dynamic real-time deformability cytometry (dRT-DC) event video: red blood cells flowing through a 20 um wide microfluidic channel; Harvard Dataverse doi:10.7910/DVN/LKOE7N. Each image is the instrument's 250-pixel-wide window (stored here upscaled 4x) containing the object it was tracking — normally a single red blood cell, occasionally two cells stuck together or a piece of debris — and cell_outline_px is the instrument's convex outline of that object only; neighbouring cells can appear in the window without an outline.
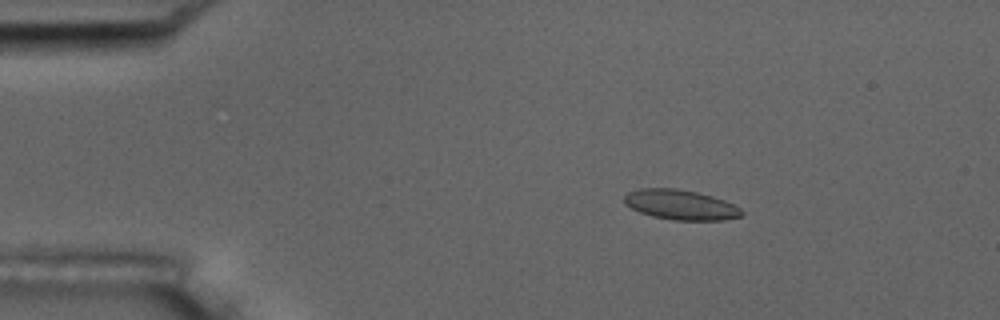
{"species": "common noctule bat (a hibernating species)", "species_latin": "Nyctalus noctula", "temperature_condition": "room temperature", "stored_images_in_passage": 5, "camera_frame_rate_fps": 3000, "um_per_image_px": 0.085, "animal": {"sex": "male", "body_mass_g": 17.5, "forearm_length_mm": 52.3}, "frame": {"image": 1, "passage_image": 3, "time_ms": 2.0, "image_size_px": [1000, 320], "cell_outline_px": [[744, 216], [724, 220], [672, 220], [652, 216], [640, 212], [624, 204], [624, 196], [628, 192], [640, 188], [676, 188], [696, 192], [712, 196], [724, 200], [740, 208], [744, 212]], "centroid_in_image_um": [57.86, 17.41], "position_along_channel_um": 27.1, "area_um2": 20.58}}